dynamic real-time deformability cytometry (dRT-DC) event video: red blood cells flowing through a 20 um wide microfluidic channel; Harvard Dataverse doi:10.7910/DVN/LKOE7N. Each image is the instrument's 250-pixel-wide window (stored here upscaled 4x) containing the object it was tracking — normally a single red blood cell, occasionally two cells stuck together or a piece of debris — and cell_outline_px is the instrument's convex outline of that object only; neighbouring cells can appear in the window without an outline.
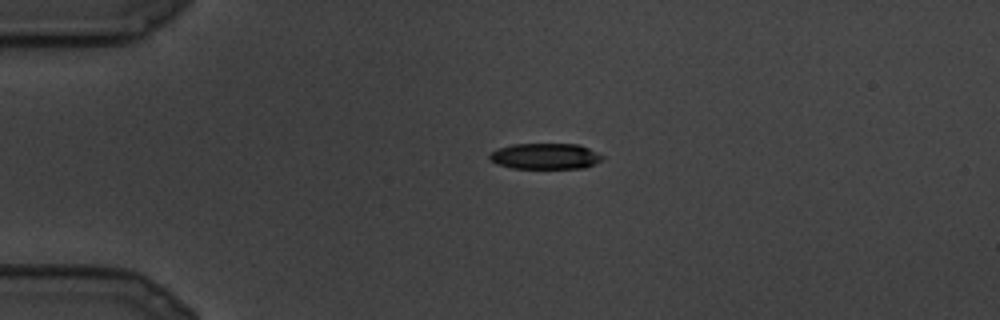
{"species": "common noctule bat (a hibernating species)", "species_latin": "Nyctalus noctula", "temperature_condition": "cold", "stored_images_in_passage": 9, "camera_frame_rate_fps": 3000, "um_per_image_px": 0.085, "animal": {"sex": "male", "body_mass_g": 19.5, "forearm_length_mm": 54.6}, "frame": {"image": 1, "passage_image": 2, "time_ms": 0.333, "image_size_px": [1000, 320], "cell_outline_px": [[604, 156], [600, 160], [584, 168], [512, 168], [496, 164], [488, 156], [496, 148], [512, 144], [580, 144]], "centroid_in_image_um": [46.31, 13.27], "position_along_channel_um": 38.7, "area_um2": 16.94}}
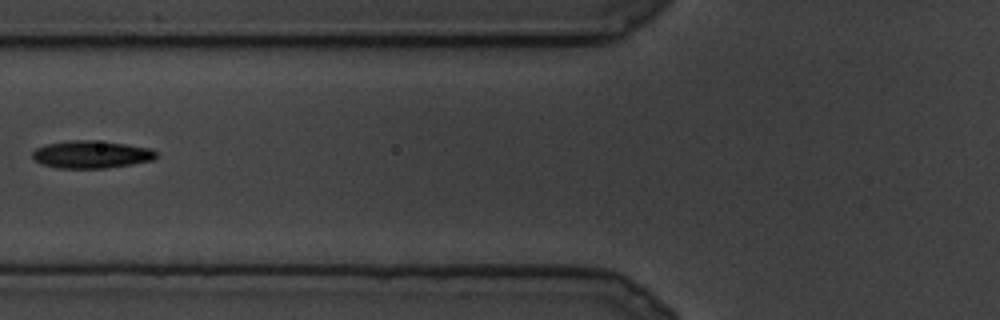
{"frame": {"image": 2, "passage_image": 7, "time_ms": 2.0, "image_size_px": [1000, 320], "cell_outline_px": [[156, 156], [152, 160], [132, 164], [104, 168], [56, 168], [40, 164], [32, 156], [32, 152], [36, 148], [44, 144], [68, 140], [92, 140], [124, 144], [152, 148], [156, 152]], "centroid_in_image_um": [7.72, 13.12], "position_along_channel_um": 118.1, "area_um2": 19.88}}
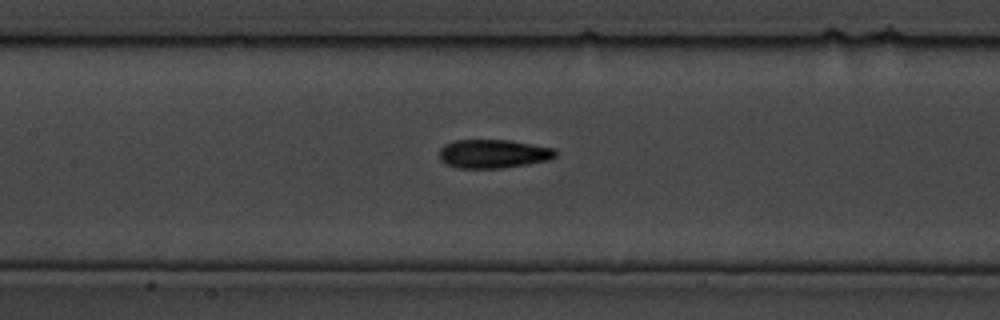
{"frame": {"image": 3, "passage_image": 9, "time_ms": 2.667, "image_size_px": [1000, 320], "cell_outline_px": [[556, 156], [548, 160], [528, 164], [500, 168], [456, 168], [444, 164], [440, 160], [440, 148], [444, 144], [456, 140], [508, 140], [556, 148]], "centroid_in_image_um": [41.91, 13.07], "position_along_channel_um": 165.5, "area_um2": 19.54}}